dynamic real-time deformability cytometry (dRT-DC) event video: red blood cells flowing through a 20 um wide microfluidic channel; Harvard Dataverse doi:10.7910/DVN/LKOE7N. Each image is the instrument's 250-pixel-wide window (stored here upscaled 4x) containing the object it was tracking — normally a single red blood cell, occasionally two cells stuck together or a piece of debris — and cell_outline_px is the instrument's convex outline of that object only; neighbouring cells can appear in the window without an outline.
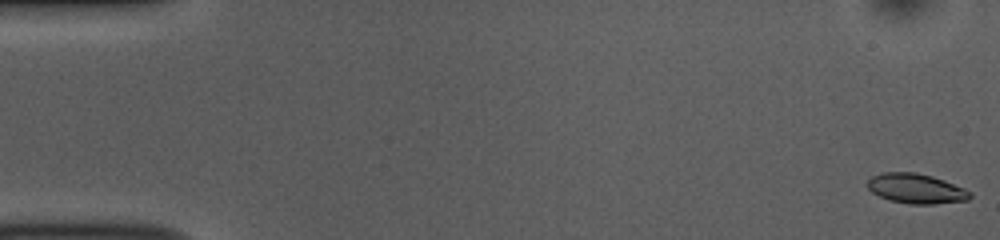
{"species": "common noctule bat (a hibernating species)", "species_latin": "Nyctalus noctula", "temperature_condition": "room temperature", "stored_images_in_passage": 54, "camera_frame_rate_fps": 3000, "um_per_image_px": 0.085, "animal": {"sex": "female", "body_mass_g": 10.0, "forearm_length_mm": 53.1}, "frame": {"image": 1, "passage_image": 1, "time_ms": 0.0, "image_size_px": [1000, 240], "cell_outline_px": [[972, 196], [968, 200], [932, 204], [908, 204], [888, 200], [872, 192], [864, 184], [872, 176], [880, 172], [916, 172], [932, 176], [944, 180], [964, 188], [972, 192]], "centroid_in_image_um": [77.84, 16.02], "position_along_channel_um": 7.2, "area_um2": 18.03}}
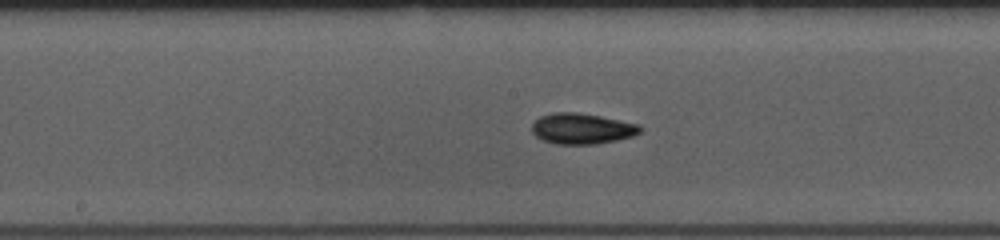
{"frame": {"image": 2, "passage_image": 27, "time_ms": 8.667, "image_size_px": [1000, 240], "cell_outline_px": [[644, 128], [640, 132], [632, 136], [616, 140], [596, 144], [556, 144], [544, 140], [536, 136], [532, 132], [532, 124], [540, 116], [552, 112], [576, 112], [600, 116], [640, 124]], "centroid_in_image_um": [49.48, 10.93], "position_along_channel_um": 198.7, "area_um2": 19.42}}
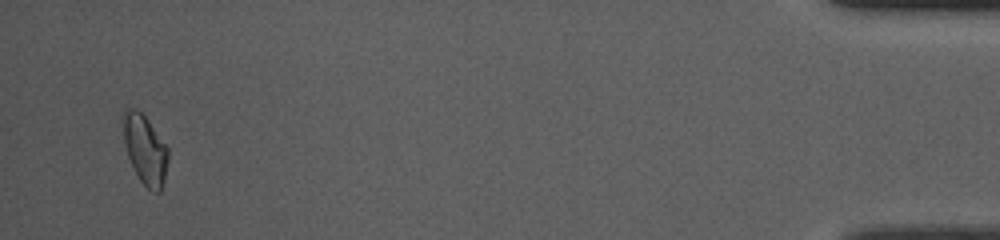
{"frame": {"image": 3, "passage_image": 51, "time_ms": 16.667, "image_size_px": [1000, 240], "cell_outline_px": [[168, 160], [164, 180], [160, 192], [152, 192], [140, 180], [128, 156], [124, 144], [124, 108], [136, 108], [148, 120], [168, 148]], "centroid_in_image_um": [12.34, 12.72], "position_along_channel_um": 422.9, "area_um2": 17.8}}